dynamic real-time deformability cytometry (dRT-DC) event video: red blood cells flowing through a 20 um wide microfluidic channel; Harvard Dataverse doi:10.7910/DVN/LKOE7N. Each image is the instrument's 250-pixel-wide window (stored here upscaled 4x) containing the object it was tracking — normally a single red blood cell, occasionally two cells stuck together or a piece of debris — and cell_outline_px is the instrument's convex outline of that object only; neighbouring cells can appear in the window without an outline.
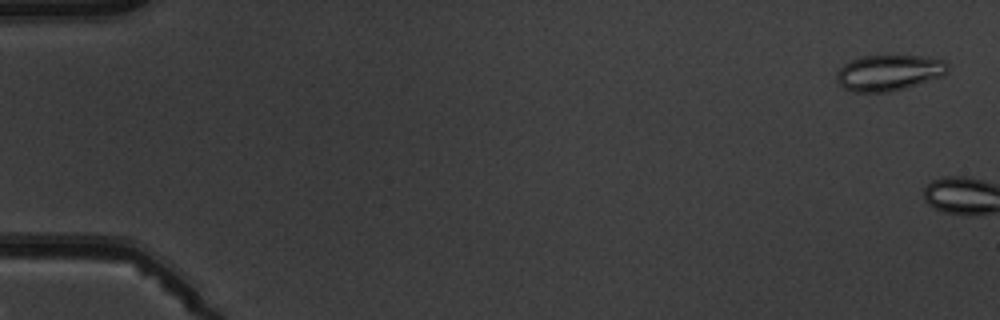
{"species": "common noctule bat (a hibernating species)", "species_latin": "Nyctalus noctula", "temperature_condition": "warm", "stored_images_in_passage": 8, "camera_frame_rate_fps": 3000, "um_per_image_px": 0.085, "animal": {"sex": "male", "body_mass_g": 19.5, "forearm_length_mm": 54.6}, "frame": {"image": 1, "passage_image": 1, "time_ms": 0.0, "image_size_px": [1000, 320], "cell_outline_px": [[948, 68], [944, 76], [892, 92], [852, 92], [844, 88], [836, 80], [836, 72], [844, 64], [860, 56], [920, 56], [944, 60], [948, 64]], "centroid_in_image_um": [75.55, 6.19], "position_along_channel_um": 9.5, "area_um2": 23.29}}
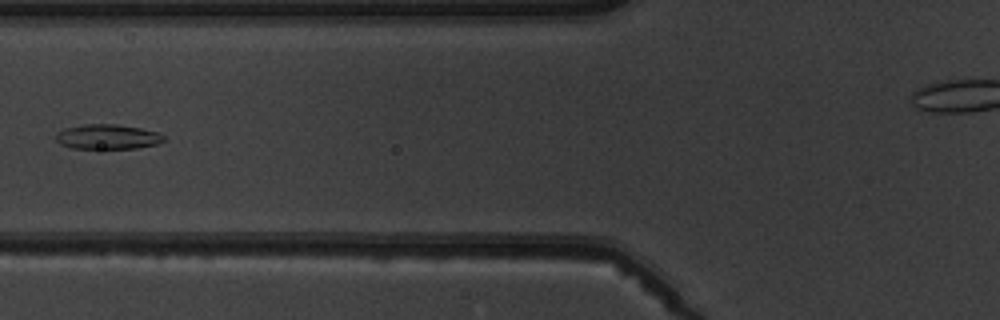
{"frame": {"image": 2, "passage_image": 7, "time_ms": 8.0, "image_size_px": [1000, 320], "cell_outline_px": [[164, 140], [156, 144], [136, 148], [72, 148], [60, 144], [56, 140], [56, 132], [64, 128], [84, 124], [116, 124], [140, 128], [156, 132], [164, 136]], "centroid_in_image_um": [9.09, 11.62], "position_along_channel_um": 116.7, "area_um2": 15.49}}
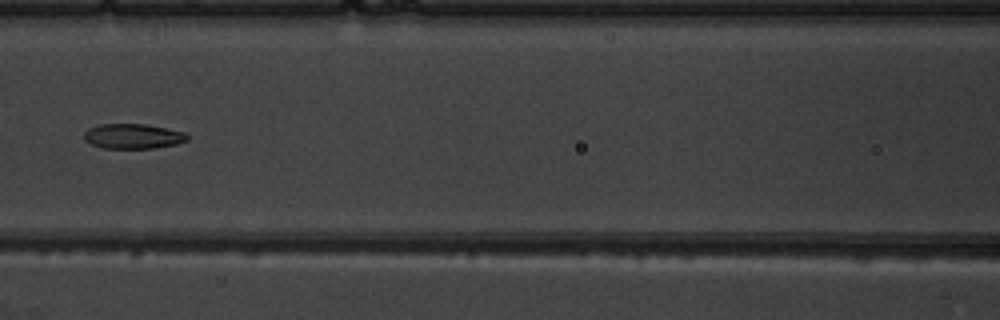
{"frame": {"image": 3, "passage_image": 8, "time_ms": 9.0, "image_size_px": [1000, 320], "cell_outline_px": [[188, 140], [176, 144], [152, 148], [104, 148], [92, 144], [84, 140], [84, 132], [88, 128], [100, 124], [144, 124], [184, 132], [188, 136]], "centroid_in_image_um": [11.27, 11.58], "position_along_channel_um": 155.3, "area_um2": 14.85}}